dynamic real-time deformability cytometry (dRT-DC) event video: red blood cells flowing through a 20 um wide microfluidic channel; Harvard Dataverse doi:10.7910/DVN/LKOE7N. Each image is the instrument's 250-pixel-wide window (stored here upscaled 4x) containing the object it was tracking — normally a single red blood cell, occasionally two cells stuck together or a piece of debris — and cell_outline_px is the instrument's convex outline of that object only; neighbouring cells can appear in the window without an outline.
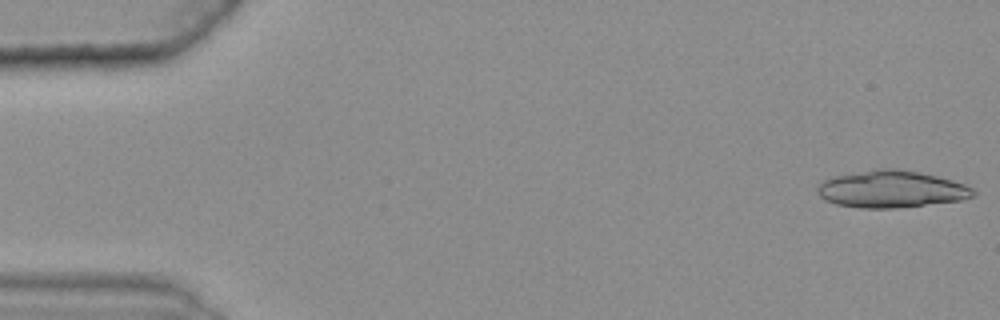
{"species": "common noctule bat (a hibernating species)", "species_latin": "Nyctalus noctula", "temperature_condition": "warm", "stored_images_in_passage": 20, "camera_frame_rate_fps": 3000, "um_per_image_px": 0.085, "animal": {"sex": "female", "body_mass_g": 25.1}, "frame": {"image": 1, "passage_image": 1, "time_ms": 0.0, "image_size_px": [1000, 320], "cell_outline_px": [[976, 196], [960, 200], [896, 208], [860, 208], [836, 204], [824, 200], [816, 192], [816, 188], [824, 180], [836, 176], [880, 168], [900, 168], [920, 172], [952, 180], [964, 184], [972, 188], [976, 192]], "centroid_in_image_um": [75.77, 16.08], "position_along_channel_um": 9.2, "area_um2": 33.58}}